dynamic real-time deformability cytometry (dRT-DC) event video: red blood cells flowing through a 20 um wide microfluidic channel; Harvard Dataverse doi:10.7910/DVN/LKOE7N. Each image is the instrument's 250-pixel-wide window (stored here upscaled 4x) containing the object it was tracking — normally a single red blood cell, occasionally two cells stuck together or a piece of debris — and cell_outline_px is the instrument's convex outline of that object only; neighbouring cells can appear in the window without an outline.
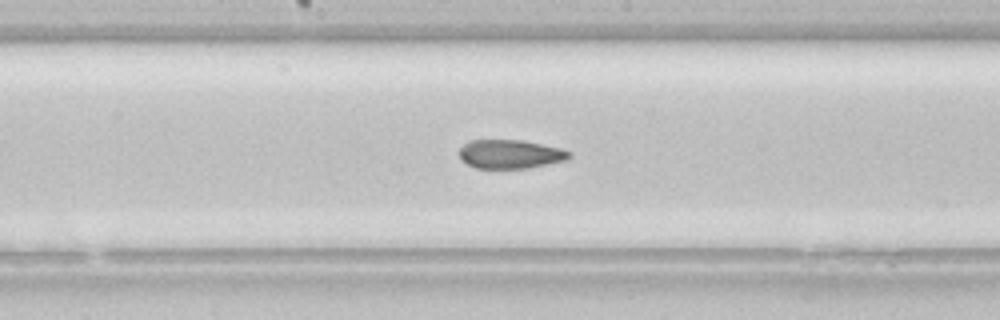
{"species": "common noctule bat (a hibernating species)", "species_latin": "Nyctalus noctula", "temperature_condition": "room temperature", "stored_images_in_passage": 46, "camera_frame_rate_fps": 3000, "um_per_image_px": 0.085, "animal": {"sex": "female", "body_mass_g": 22.7, "forearm_length_mm": 54.2}, "frame": {"image": 1, "passage_image": 20, "time_ms": 6.333, "image_size_px": [1000, 320], "cell_outline_px": [[572, 156], [568, 160], [528, 168], [476, 168], [468, 164], [460, 156], [460, 148], [468, 140], [524, 140], [560, 148], [572, 152]], "centroid_in_image_um": [43.42, 13.09], "position_along_channel_um": 204.8, "area_um2": 18.5}, "authors_computed_cell_mechanics": {"area_um2": 19.6809, "velocity_mm_per_s": 3.8476, "shape_relaxation_time_tau1_ms": null, "shape_relaxation_time_tau2_ms": 2.5139, "deformation_change_tau1": null, "deformation_change_tau2": 0.0773}}